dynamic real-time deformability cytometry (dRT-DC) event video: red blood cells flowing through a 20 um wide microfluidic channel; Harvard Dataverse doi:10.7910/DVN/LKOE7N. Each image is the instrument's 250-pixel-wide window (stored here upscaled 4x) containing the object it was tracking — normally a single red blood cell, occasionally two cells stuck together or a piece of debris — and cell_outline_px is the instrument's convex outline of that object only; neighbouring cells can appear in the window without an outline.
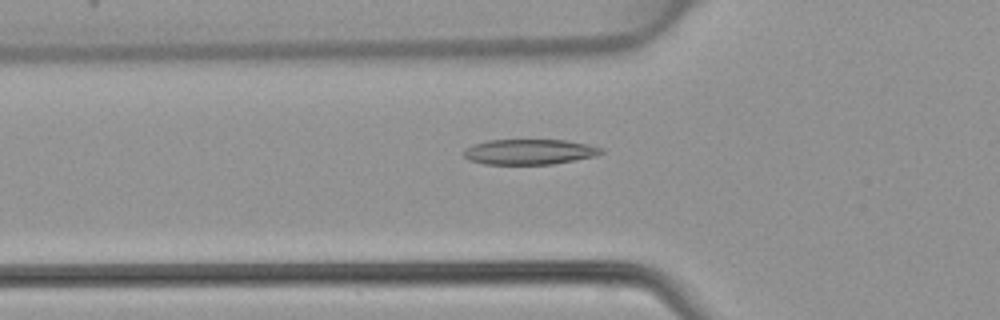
{"species": "common noctule bat (a hibernating species)", "species_latin": "Nyctalus noctula", "temperature_condition": "warm", "stored_images_in_passage": 48, "camera_frame_rate_fps": 3000, "um_per_image_px": 0.085, "animal": {"sex": "female", "body_mass_g": 22.7, "forearm_length_mm": 54.2}, "frame": {"image": 1, "passage_image": 17, "time_ms": 5.333, "image_size_px": [1000, 320], "cell_outline_px": [[604, 152], [596, 156], [552, 164], [484, 164], [468, 160], [464, 156], [464, 148], [472, 144], [488, 140], [564, 140], [588, 144], [604, 148]], "centroid_in_image_um": [44.99, 12.9], "position_along_channel_um": 80.8, "area_um2": 20.4}}
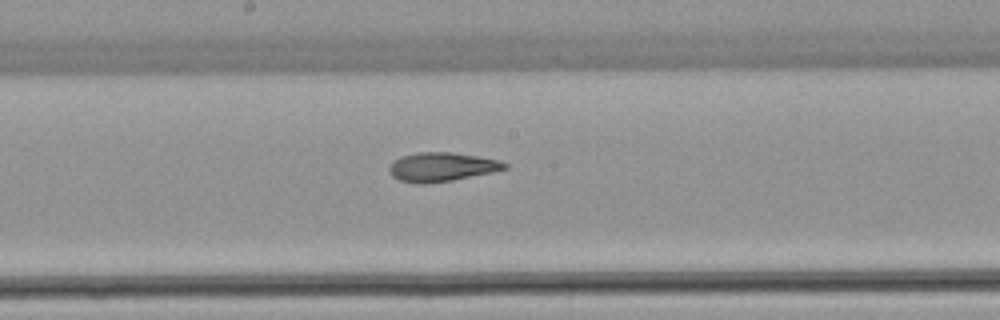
{"frame": {"image": 2, "passage_image": 26, "time_ms": 8.333, "image_size_px": [1000, 320], "cell_outline_px": [[508, 168], [492, 172], [452, 180], [424, 184], [416, 184], [400, 180], [392, 176], [388, 172], [388, 168], [400, 156], [416, 152], [452, 152], [480, 156], [500, 160], [508, 164]], "centroid_in_image_um": [37.55, 14.18], "position_along_channel_um": 210.7, "area_um2": 19.59}}
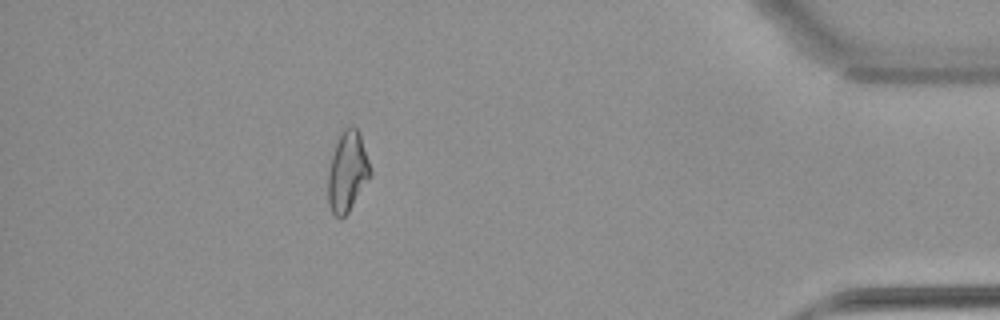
{"frame": {"image": 3, "passage_image": 43, "time_ms": 14.0, "image_size_px": [1000, 320], "cell_outline_px": [[372, 172], [348, 212], [340, 220], [332, 212], [328, 204], [328, 168], [336, 140], [340, 132], [344, 128], [352, 124], [360, 132]], "centroid_in_image_um": [29.51, 14.54], "position_along_channel_um": 405.7, "area_um2": 19.83}}